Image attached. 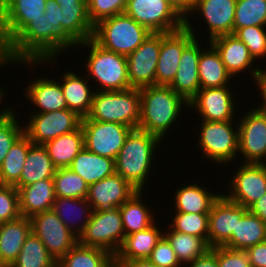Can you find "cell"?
<instances>
[{"instance_id": "obj_55", "label": "cell", "mask_w": 266, "mask_h": 267, "mask_svg": "<svg viewBox=\"0 0 266 267\" xmlns=\"http://www.w3.org/2000/svg\"><path fill=\"white\" fill-rule=\"evenodd\" d=\"M266 69V67L264 68ZM261 69L260 73L257 75L255 79V83L257 85V89L259 88V96L261 94V99H263L257 108L266 113V70Z\"/></svg>"}, {"instance_id": "obj_59", "label": "cell", "mask_w": 266, "mask_h": 267, "mask_svg": "<svg viewBox=\"0 0 266 267\" xmlns=\"http://www.w3.org/2000/svg\"><path fill=\"white\" fill-rule=\"evenodd\" d=\"M5 89L4 88H2L1 87V85H0V103H2V100H3V98H5V94H6V90L4 91ZM3 108V110H1V112H0V118L11 108V107H5V109H4V107H2Z\"/></svg>"}, {"instance_id": "obj_20", "label": "cell", "mask_w": 266, "mask_h": 267, "mask_svg": "<svg viewBox=\"0 0 266 267\" xmlns=\"http://www.w3.org/2000/svg\"><path fill=\"white\" fill-rule=\"evenodd\" d=\"M210 43L219 52L221 60L232 78H237V75L250 71V78L253 77L252 79L255 81L262 68L254 66L256 63L254 58L239 38L234 34L222 35L213 38Z\"/></svg>"}, {"instance_id": "obj_12", "label": "cell", "mask_w": 266, "mask_h": 267, "mask_svg": "<svg viewBox=\"0 0 266 267\" xmlns=\"http://www.w3.org/2000/svg\"><path fill=\"white\" fill-rule=\"evenodd\" d=\"M85 148L115 160L133 128L118 123L82 118Z\"/></svg>"}, {"instance_id": "obj_8", "label": "cell", "mask_w": 266, "mask_h": 267, "mask_svg": "<svg viewBox=\"0 0 266 267\" xmlns=\"http://www.w3.org/2000/svg\"><path fill=\"white\" fill-rule=\"evenodd\" d=\"M125 238L119 207L93 211L90 221L78 237V243L106 250L113 256Z\"/></svg>"}, {"instance_id": "obj_18", "label": "cell", "mask_w": 266, "mask_h": 267, "mask_svg": "<svg viewBox=\"0 0 266 267\" xmlns=\"http://www.w3.org/2000/svg\"><path fill=\"white\" fill-rule=\"evenodd\" d=\"M195 38L185 26L175 32L161 33V48L155 73V85L169 86L179 68L184 48Z\"/></svg>"}, {"instance_id": "obj_25", "label": "cell", "mask_w": 266, "mask_h": 267, "mask_svg": "<svg viewBox=\"0 0 266 267\" xmlns=\"http://www.w3.org/2000/svg\"><path fill=\"white\" fill-rule=\"evenodd\" d=\"M90 81L85 74L80 76L73 71L64 72L61 75L60 85L62 87L64 97L67 104V109L76 112L80 117L84 118L90 112L94 87H92Z\"/></svg>"}, {"instance_id": "obj_57", "label": "cell", "mask_w": 266, "mask_h": 267, "mask_svg": "<svg viewBox=\"0 0 266 267\" xmlns=\"http://www.w3.org/2000/svg\"><path fill=\"white\" fill-rule=\"evenodd\" d=\"M249 211L258 216L263 222L266 223V194L256 201L250 208Z\"/></svg>"}, {"instance_id": "obj_48", "label": "cell", "mask_w": 266, "mask_h": 267, "mask_svg": "<svg viewBox=\"0 0 266 267\" xmlns=\"http://www.w3.org/2000/svg\"><path fill=\"white\" fill-rule=\"evenodd\" d=\"M127 0H87V12L91 24L124 13Z\"/></svg>"}, {"instance_id": "obj_7", "label": "cell", "mask_w": 266, "mask_h": 267, "mask_svg": "<svg viewBox=\"0 0 266 267\" xmlns=\"http://www.w3.org/2000/svg\"><path fill=\"white\" fill-rule=\"evenodd\" d=\"M200 122L198 149L202 156L217 164L234 163L238 158V125L233 126L235 121Z\"/></svg>"}, {"instance_id": "obj_37", "label": "cell", "mask_w": 266, "mask_h": 267, "mask_svg": "<svg viewBox=\"0 0 266 267\" xmlns=\"http://www.w3.org/2000/svg\"><path fill=\"white\" fill-rule=\"evenodd\" d=\"M43 145L56 168H67L85 147L82 126L70 133L47 141Z\"/></svg>"}, {"instance_id": "obj_32", "label": "cell", "mask_w": 266, "mask_h": 267, "mask_svg": "<svg viewBox=\"0 0 266 267\" xmlns=\"http://www.w3.org/2000/svg\"><path fill=\"white\" fill-rule=\"evenodd\" d=\"M208 48L201 49L198 62L200 89L231 85L232 76L226 70L219 52L208 41Z\"/></svg>"}, {"instance_id": "obj_45", "label": "cell", "mask_w": 266, "mask_h": 267, "mask_svg": "<svg viewBox=\"0 0 266 267\" xmlns=\"http://www.w3.org/2000/svg\"><path fill=\"white\" fill-rule=\"evenodd\" d=\"M172 230L201 237L208 242L209 213H183L175 212L172 215Z\"/></svg>"}, {"instance_id": "obj_36", "label": "cell", "mask_w": 266, "mask_h": 267, "mask_svg": "<svg viewBox=\"0 0 266 267\" xmlns=\"http://www.w3.org/2000/svg\"><path fill=\"white\" fill-rule=\"evenodd\" d=\"M61 33L75 46L92 38L87 5L61 6Z\"/></svg>"}, {"instance_id": "obj_51", "label": "cell", "mask_w": 266, "mask_h": 267, "mask_svg": "<svg viewBox=\"0 0 266 267\" xmlns=\"http://www.w3.org/2000/svg\"><path fill=\"white\" fill-rule=\"evenodd\" d=\"M218 267H252L245 250H235L226 246L216 247Z\"/></svg>"}, {"instance_id": "obj_40", "label": "cell", "mask_w": 266, "mask_h": 267, "mask_svg": "<svg viewBox=\"0 0 266 267\" xmlns=\"http://www.w3.org/2000/svg\"><path fill=\"white\" fill-rule=\"evenodd\" d=\"M33 143L23 134L9 149L0 167V184L15 186L22 173L30 146Z\"/></svg>"}, {"instance_id": "obj_16", "label": "cell", "mask_w": 266, "mask_h": 267, "mask_svg": "<svg viewBox=\"0 0 266 267\" xmlns=\"http://www.w3.org/2000/svg\"><path fill=\"white\" fill-rule=\"evenodd\" d=\"M191 18L185 20V27L194 34L195 38L184 48L178 71L169 85L178 95H180L187 103H189L200 90V80L198 73V62L203 48L202 41H198L197 30L191 23ZM190 22V23H189ZM201 44H200V43Z\"/></svg>"}, {"instance_id": "obj_56", "label": "cell", "mask_w": 266, "mask_h": 267, "mask_svg": "<svg viewBox=\"0 0 266 267\" xmlns=\"http://www.w3.org/2000/svg\"><path fill=\"white\" fill-rule=\"evenodd\" d=\"M115 267H158L152 263L148 258L133 259L126 261H115Z\"/></svg>"}, {"instance_id": "obj_24", "label": "cell", "mask_w": 266, "mask_h": 267, "mask_svg": "<svg viewBox=\"0 0 266 267\" xmlns=\"http://www.w3.org/2000/svg\"><path fill=\"white\" fill-rule=\"evenodd\" d=\"M48 77H36L30 80L24 91V95L38 110L32 113H47L67 109L64 93L59 81ZM26 92V93H25Z\"/></svg>"}, {"instance_id": "obj_21", "label": "cell", "mask_w": 266, "mask_h": 267, "mask_svg": "<svg viewBox=\"0 0 266 267\" xmlns=\"http://www.w3.org/2000/svg\"><path fill=\"white\" fill-rule=\"evenodd\" d=\"M46 0H13L0 13V41L4 47L28 22L42 17Z\"/></svg>"}, {"instance_id": "obj_10", "label": "cell", "mask_w": 266, "mask_h": 267, "mask_svg": "<svg viewBox=\"0 0 266 267\" xmlns=\"http://www.w3.org/2000/svg\"><path fill=\"white\" fill-rule=\"evenodd\" d=\"M235 120L238 125V155H242V163L263 164L266 160V113L255 107L244 113L240 121Z\"/></svg>"}, {"instance_id": "obj_50", "label": "cell", "mask_w": 266, "mask_h": 267, "mask_svg": "<svg viewBox=\"0 0 266 267\" xmlns=\"http://www.w3.org/2000/svg\"><path fill=\"white\" fill-rule=\"evenodd\" d=\"M148 259L158 267H184L178 261L176 253L164 236L156 243Z\"/></svg>"}, {"instance_id": "obj_31", "label": "cell", "mask_w": 266, "mask_h": 267, "mask_svg": "<svg viewBox=\"0 0 266 267\" xmlns=\"http://www.w3.org/2000/svg\"><path fill=\"white\" fill-rule=\"evenodd\" d=\"M52 210L78 237L84 231L93 213V208L86 198L56 197Z\"/></svg>"}, {"instance_id": "obj_9", "label": "cell", "mask_w": 266, "mask_h": 267, "mask_svg": "<svg viewBox=\"0 0 266 267\" xmlns=\"http://www.w3.org/2000/svg\"><path fill=\"white\" fill-rule=\"evenodd\" d=\"M124 13L151 33H171L185 26L167 0H127Z\"/></svg>"}, {"instance_id": "obj_6", "label": "cell", "mask_w": 266, "mask_h": 267, "mask_svg": "<svg viewBox=\"0 0 266 267\" xmlns=\"http://www.w3.org/2000/svg\"><path fill=\"white\" fill-rule=\"evenodd\" d=\"M140 91H95L87 118L94 121L123 124L138 129L140 122Z\"/></svg>"}, {"instance_id": "obj_1", "label": "cell", "mask_w": 266, "mask_h": 267, "mask_svg": "<svg viewBox=\"0 0 266 267\" xmlns=\"http://www.w3.org/2000/svg\"><path fill=\"white\" fill-rule=\"evenodd\" d=\"M139 91L141 111L138 129L154 134L163 141L174 123L178 124L183 108L189 109V103L170 86L152 85Z\"/></svg>"}, {"instance_id": "obj_43", "label": "cell", "mask_w": 266, "mask_h": 267, "mask_svg": "<svg viewBox=\"0 0 266 267\" xmlns=\"http://www.w3.org/2000/svg\"><path fill=\"white\" fill-rule=\"evenodd\" d=\"M251 26L266 27V0H236L234 33Z\"/></svg>"}, {"instance_id": "obj_58", "label": "cell", "mask_w": 266, "mask_h": 267, "mask_svg": "<svg viewBox=\"0 0 266 267\" xmlns=\"http://www.w3.org/2000/svg\"><path fill=\"white\" fill-rule=\"evenodd\" d=\"M60 6L87 5V0H55Z\"/></svg>"}, {"instance_id": "obj_23", "label": "cell", "mask_w": 266, "mask_h": 267, "mask_svg": "<svg viewBox=\"0 0 266 267\" xmlns=\"http://www.w3.org/2000/svg\"><path fill=\"white\" fill-rule=\"evenodd\" d=\"M236 0H197L194 11L208 25L209 42L218 36L234 34Z\"/></svg>"}, {"instance_id": "obj_14", "label": "cell", "mask_w": 266, "mask_h": 267, "mask_svg": "<svg viewBox=\"0 0 266 267\" xmlns=\"http://www.w3.org/2000/svg\"><path fill=\"white\" fill-rule=\"evenodd\" d=\"M229 182V200L249 209L266 194V165L243 163Z\"/></svg>"}, {"instance_id": "obj_4", "label": "cell", "mask_w": 266, "mask_h": 267, "mask_svg": "<svg viewBox=\"0 0 266 267\" xmlns=\"http://www.w3.org/2000/svg\"><path fill=\"white\" fill-rule=\"evenodd\" d=\"M74 47L75 49L86 47V51L89 49L84 73L89 80L94 78L93 80L98 84L95 91H122L132 88L128 77L126 56L105 50L92 39L78 43Z\"/></svg>"}, {"instance_id": "obj_54", "label": "cell", "mask_w": 266, "mask_h": 267, "mask_svg": "<svg viewBox=\"0 0 266 267\" xmlns=\"http://www.w3.org/2000/svg\"><path fill=\"white\" fill-rule=\"evenodd\" d=\"M185 267H218L216 247H212L205 255L196 258L194 261L186 264Z\"/></svg>"}, {"instance_id": "obj_26", "label": "cell", "mask_w": 266, "mask_h": 267, "mask_svg": "<svg viewBox=\"0 0 266 267\" xmlns=\"http://www.w3.org/2000/svg\"><path fill=\"white\" fill-rule=\"evenodd\" d=\"M17 190L21 216L30 218L37 213L52 209L56 198L53 178L40 180Z\"/></svg>"}, {"instance_id": "obj_22", "label": "cell", "mask_w": 266, "mask_h": 267, "mask_svg": "<svg viewBox=\"0 0 266 267\" xmlns=\"http://www.w3.org/2000/svg\"><path fill=\"white\" fill-rule=\"evenodd\" d=\"M136 191L127 180L115 173L89 185L86 199L93 211L120 207Z\"/></svg>"}, {"instance_id": "obj_27", "label": "cell", "mask_w": 266, "mask_h": 267, "mask_svg": "<svg viewBox=\"0 0 266 267\" xmlns=\"http://www.w3.org/2000/svg\"><path fill=\"white\" fill-rule=\"evenodd\" d=\"M32 232L29 217L20 216L15 220L0 224V256L9 267Z\"/></svg>"}, {"instance_id": "obj_47", "label": "cell", "mask_w": 266, "mask_h": 267, "mask_svg": "<svg viewBox=\"0 0 266 267\" xmlns=\"http://www.w3.org/2000/svg\"><path fill=\"white\" fill-rule=\"evenodd\" d=\"M234 35L244 43L256 62L266 58V27H244L238 29Z\"/></svg>"}, {"instance_id": "obj_19", "label": "cell", "mask_w": 266, "mask_h": 267, "mask_svg": "<svg viewBox=\"0 0 266 267\" xmlns=\"http://www.w3.org/2000/svg\"><path fill=\"white\" fill-rule=\"evenodd\" d=\"M249 209L229 200L222 193L212 204L208 223V244L212 247L223 246L232 236L236 218L243 217Z\"/></svg>"}, {"instance_id": "obj_38", "label": "cell", "mask_w": 266, "mask_h": 267, "mask_svg": "<svg viewBox=\"0 0 266 267\" xmlns=\"http://www.w3.org/2000/svg\"><path fill=\"white\" fill-rule=\"evenodd\" d=\"M57 267H115V257L106 250L77 243L57 262Z\"/></svg>"}, {"instance_id": "obj_17", "label": "cell", "mask_w": 266, "mask_h": 267, "mask_svg": "<svg viewBox=\"0 0 266 267\" xmlns=\"http://www.w3.org/2000/svg\"><path fill=\"white\" fill-rule=\"evenodd\" d=\"M231 87L233 86L200 89L189 102L188 108L198 111L202 118L200 120L233 121L236 117L237 103Z\"/></svg>"}, {"instance_id": "obj_42", "label": "cell", "mask_w": 266, "mask_h": 267, "mask_svg": "<svg viewBox=\"0 0 266 267\" xmlns=\"http://www.w3.org/2000/svg\"><path fill=\"white\" fill-rule=\"evenodd\" d=\"M62 7L55 0H46L45 16L50 21V59H56L74 45L61 33Z\"/></svg>"}, {"instance_id": "obj_61", "label": "cell", "mask_w": 266, "mask_h": 267, "mask_svg": "<svg viewBox=\"0 0 266 267\" xmlns=\"http://www.w3.org/2000/svg\"><path fill=\"white\" fill-rule=\"evenodd\" d=\"M13 0H0V13L12 2Z\"/></svg>"}, {"instance_id": "obj_46", "label": "cell", "mask_w": 266, "mask_h": 267, "mask_svg": "<svg viewBox=\"0 0 266 267\" xmlns=\"http://www.w3.org/2000/svg\"><path fill=\"white\" fill-rule=\"evenodd\" d=\"M12 107L0 118V167L12 145L24 134V126Z\"/></svg>"}, {"instance_id": "obj_13", "label": "cell", "mask_w": 266, "mask_h": 267, "mask_svg": "<svg viewBox=\"0 0 266 267\" xmlns=\"http://www.w3.org/2000/svg\"><path fill=\"white\" fill-rule=\"evenodd\" d=\"M24 134L33 144H44L81 126L82 117L69 109L47 113H33L28 117Z\"/></svg>"}, {"instance_id": "obj_29", "label": "cell", "mask_w": 266, "mask_h": 267, "mask_svg": "<svg viewBox=\"0 0 266 267\" xmlns=\"http://www.w3.org/2000/svg\"><path fill=\"white\" fill-rule=\"evenodd\" d=\"M68 168L81 176L88 186L116 173L114 159L95 154L85 147Z\"/></svg>"}, {"instance_id": "obj_15", "label": "cell", "mask_w": 266, "mask_h": 267, "mask_svg": "<svg viewBox=\"0 0 266 267\" xmlns=\"http://www.w3.org/2000/svg\"><path fill=\"white\" fill-rule=\"evenodd\" d=\"M161 48V33H151L126 57L130 86L143 88L155 85V73Z\"/></svg>"}, {"instance_id": "obj_53", "label": "cell", "mask_w": 266, "mask_h": 267, "mask_svg": "<svg viewBox=\"0 0 266 267\" xmlns=\"http://www.w3.org/2000/svg\"><path fill=\"white\" fill-rule=\"evenodd\" d=\"M174 11L185 21L195 9L197 0H167ZM188 14V15H187Z\"/></svg>"}, {"instance_id": "obj_5", "label": "cell", "mask_w": 266, "mask_h": 267, "mask_svg": "<svg viewBox=\"0 0 266 267\" xmlns=\"http://www.w3.org/2000/svg\"><path fill=\"white\" fill-rule=\"evenodd\" d=\"M151 32L125 13L98 22L92 40L103 49L123 56L133 53Z\"/></svg>"}, {"instance_id": "obj_3", "label": "cell", "mask_w": 266, "mask_h": 267, "mask_svg": "<svg viewBox=\"0 0 266 267\" xmlns=\"http://www.w3.org/2000/svg\"><path fill=\"white\" fill-rule=\"evenodd\" d=\"M3 59L30 67L56 63L57 59H50V21L45 14L28 22L3 47Z\"/></svg>"}, {"instance_id": "obj_28", "label": "cell", "mask_w": 266, "mask_h": 267, "mask_svg": "<svg viewBox=\"0 0 266 267\" xmlns=\"http://www.w3.org/2000/svg\"><path fill=\"white\" fill-rule=\"evenodd\" d=\"M177 187L174 193L175 212L183 213H210L212 204L221 195L219 192H211L203 184L192 183ZM203 186V187H202ZM210 190V191H209Z\"/></svg>"}, {"instance_id": "obj_44", "label": "cell", "mask_w": 266, "mask_h": 267, "mask_svg": "<svg viewBox=\"0 0 266 267\" xmlns=\"http://www.w3.org/2000/svg\"><path fill=\"white\" fill-rule=\"evenodd\" d=\"M54 179L56 197L86 198L88 184L70 168H57Z\"/></svg>"}, {"instance_id": "obj_30", "label": "cell", "mask_w": 266, "mask_h": 267, "mask_svg": "<svg viewBox=\"0 0 266 267\" xmlns=\"http://www.w3.org/2000/svg\"><path fill=\"white\" fill-rule=\"evenodd\" d=\"M156 222L149 228L125 236L124 241L116 253L115 261L148 258L156 243L163 236V229Z\"/></svg>"}, {"instance_id": "obj_11", "label": "cell", "mask_w": 266, "mask_h": 267, "mask_svg": "<svg viewBox=\"0 0 266 267\" xmlns=\"http://www.w3.org/2000/svg\"><path fill=\"white\" fill-rule=\"evenodd\" d=\"M30 221L32 233L57 262L78 243V236L66 227L52 209L31 216Z\"/></svg>"}, {"instance_id": "obj_39", "label": "cell", "mask_w": 266, "mask_h": 267, "mask_svg": "<svg viewBox=\"0 0 266 267\" xmlns=\"http://www.w3.org/2000/svg\"><path fill=\"white\" fill-rule=\"evenodd\" d=\"M163 236L170 243L182 266L202 257L211 249L205 239L172 230L170 227L163 231Z\"/></svg>"}, {"instance_id": "obj_33", "label": "cell", "mask_w": 266, "mask_h": 267, "mask_svg": "<svg viewBox=\"0 0 266 267\" xmlns=\"http://www.w3.org/2000/svg\"><path fill=\"white\" fill-rule=\"evenodd\" d=\"M46 148L42 144H32L29 148L17 189L28 186L37 181L53 178L56 172Z\"/></svg>"}, {"instance_id": "obj_41", "label": "cell", "mask_w": 266, "mask_h": 267, "mask_svg": "<svg viewBox=\"0 0 266 267\" xmlns=\"http://www.w3.org/2000/svg\"><path fill=\"white\" fill-rule=\"evenodd\" d=\"M9 267H57L41 240L32 232L26 238L18 257Z\"/></svg>"}, {"instance_id": "obj_49", "label": "cell", "mask_w": 266, "mask_h": 267, "mask_svg": "<svg viewBox=\"0 0 266 267\" xmlns=\"http://www.w3.org/2000/svg\"><path fill=\"white\" fill-rule=\"evenodd\" d=\"M20 216L17 188L0 184V224L15 220Z\"/></svg>"}, {"instance_id": "obj_2", "label": "cell", "mask_w": 266, "mask_h": 267, "mask_svg": "<svg viewBox=\"0 0 266 267\" xmlns=\"http://www.w3.org/2000/svg\"><path fill=\"white\" fill-rule=\"evenodd\" d=\"M162 142L154 134L133 129L115 158L116 173L127 180L135 189L142 191L147 189L146 182H148L147 179L155 163V153L158 152L156 149Z\"/></svg>"}, {"instance_id": "obj_62", "label": "cell", "mask_w": 266, "mask_h": 267, "mask_svg": "<svg viewBox=\"0 0 266 267\" xmlns=\"http://www.w3.org/2000/svg\"><path fill=\"white\" fill-rule=\"evenodd\" d=\"M0 267H7V266L2 262L1 256H0Z\"/></svg>"}, {"instance_id": "obj_60", "label": "cell", "mask_w": 266, "mask_h": 267, "mask_svg": "<svg viewBox=\"0 0 266 267\" xmlns=\"http://www.w3.org/2000/svg\"><path fill=\"white\" fill-rule=\"evenodd\" d=\"M7 63H8V65H7ZM9 65H10V63L3 59V46H2L1 41H0V68L3 66L4 67L9 66Z\"/></svg>"}, {"instance_id": "obj_52", "label": "cell", "mask_w": 266, "mask_h": 267, "mask_svg": "<svg viewBox=\"0 0 266 267\" xmlns=\"http://www.w3.org/2000/svg\"><path fill=\"white\" fill-rule=\"evenodd\" d=\"M252 267H266V241L245 250Z\"/></svg>"}, {"instance_id": "obj_35", "label": "cell", "mask_w": 266, "mask_h": 267, "mask_svg": "<svg viewBox=\"0 0 266 267\" xmlns=\"http://www.w3.org/2000/svg\"><path fill=\"white\" fill-rule=\"evenodd\" d=\"M264 241H266V223L248 211L243 217L236 218L235 230L223 246L246 250Z\"/></svg>"}, {"instance_id": "obj_34", "label": "cell", "mask_w": 266, "mask_h": 267, "mask_svg": "<svg viewBox=\"0 0 266 267\" xmlns=\"http://www.w3.org/2000/svg\"><path fill=\"white\" fill-rule=\"evenodd\" d=\"M143 193L142 190L136 191L119 207L125 236L145 230L157 222L151 206L144 203Z\"/></svg>"}]
</instances>
